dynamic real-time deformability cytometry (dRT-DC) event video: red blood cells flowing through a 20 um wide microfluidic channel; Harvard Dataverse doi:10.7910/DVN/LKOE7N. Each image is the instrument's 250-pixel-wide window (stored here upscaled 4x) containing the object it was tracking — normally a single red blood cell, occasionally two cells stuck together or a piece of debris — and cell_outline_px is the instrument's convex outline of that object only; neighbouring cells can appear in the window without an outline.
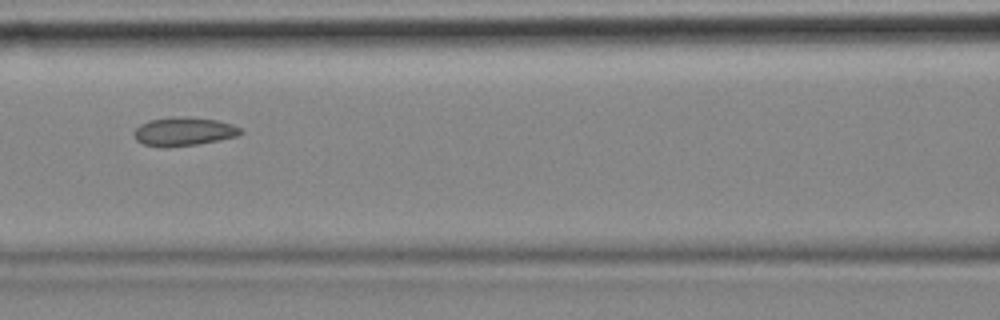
{"species": "common noctule bat (a hibernating species)", "species_latin": "Nyctalus noctula", "temperature_condition": "cold", "stored_images_in_passage": 3, "camera_frame_rate_fps": 3000, "um_per_image_px": 0.085, "animal": {"sex": "female", "body_mass_g": 18.4}, "frame": {"image": 1, "passage_image": 3, "time_ms": 0.667, "image_size_px": [1000, 320], "cell_outline_px": [[244, 132], [236, 136], [196, 144], [168, 148], [144, 144], [136, 140], [132, 132], [140, 124], [148, 120], [168, 116], [176, 116], [216, 120], [232, 124], [240, 128]], "centroid_in_image_um": [15.56, 11.17], "position_along_channel_um": 151.0, "area_um2": 17.74}}